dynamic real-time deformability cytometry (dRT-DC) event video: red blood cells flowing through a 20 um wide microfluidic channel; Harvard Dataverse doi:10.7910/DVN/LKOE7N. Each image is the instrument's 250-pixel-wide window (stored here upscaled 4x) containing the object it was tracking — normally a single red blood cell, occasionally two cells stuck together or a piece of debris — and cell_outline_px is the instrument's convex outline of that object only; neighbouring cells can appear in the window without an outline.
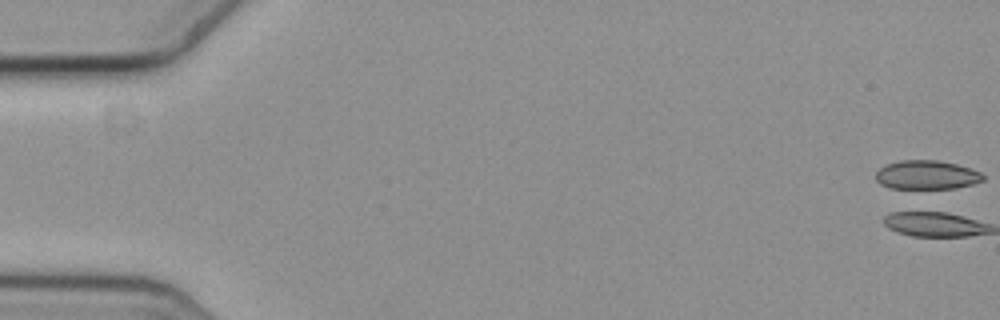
{"species": "common noctule bat (a hibernating species)", "species_latin": "Nyctalus noctula", "temperature_condition": "cold", "stored_images_in_passage": 5, "camera_frame_rate_fps": 3000, "um_per_image_px": 0.085, "animal": {"sex": "female", "body_mass_g": 19.3, "forearm_length_mm": 54.1}, "frame": {"image": 1, "passage_image": 1, "time_ms": 0.0, "image_size_px": [1000, 320], "cell_outline_px": [[984, 180], [972, 184], [956, 188], [888, 188], [880, 184], [876, 180], [876, 172], [880, 168], [888, 164], [900, 160], [936, 160], [956, 164], [980, 172], [984, 176]], "centroid_in_image_um": [78.75, 14.87], "position_along_channel_um": 6.3, "area_um2": 17.92}}